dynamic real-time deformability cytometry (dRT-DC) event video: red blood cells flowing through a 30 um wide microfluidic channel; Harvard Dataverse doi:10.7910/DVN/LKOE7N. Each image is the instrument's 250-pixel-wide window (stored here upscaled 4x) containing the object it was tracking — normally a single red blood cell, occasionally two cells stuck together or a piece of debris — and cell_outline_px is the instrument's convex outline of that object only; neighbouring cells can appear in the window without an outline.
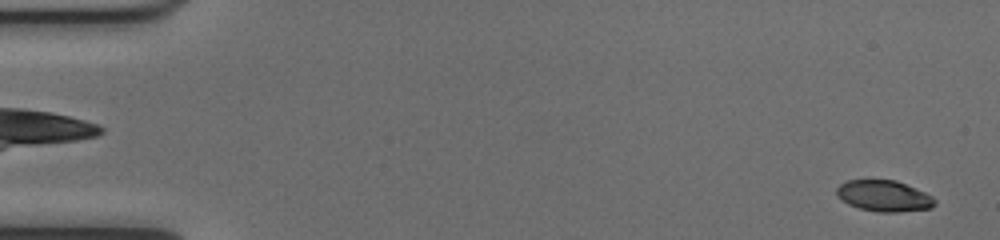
{"species": "common noctule bat (a hibernating species)", "species_latin": "Nyctalus noctula", "temperature_condition": "cold", "stored_images_in_passage": 52, "camera_frame_rate_fps": 3000, "um_per_image_px": 0.085, "animal": {"sex": "female", "body_mass_g": 17.0, "forearm_length_mm": 48.0}, "frame": {"image": 1, "passage_image": 2, "time_ms": 0.333, "image_size_px": [1000, 240], "cell_outline_px": [[936, 204], [932, 208], [896, 212], [876, 212], [860, 208], [848, 204], [836, 192], [836, 188], [840, 184], [848, 180], [896, 180], [924, 192], [932, 196], [936, 200]], "centroid_in_image_um": [75.16, 16.66], "position_along_channel_um": 9.8, "area_um2": 17.63}}
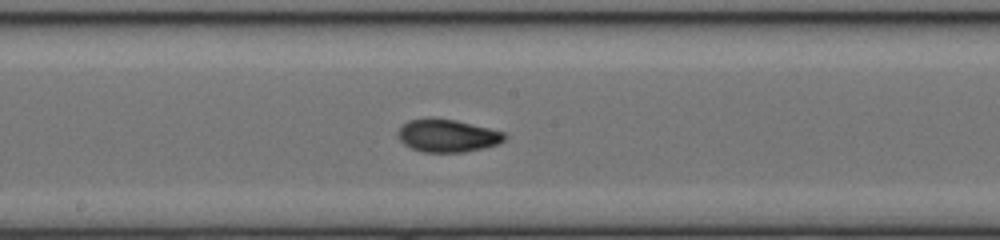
{"frame": {"image": 2, "passage_image": 28, "time_ms": 9.0, "image_size_px": [1000, 240], "cell_outline_px": [[508, 136], [504, 140], [496, 144], [464, 152], [424, 152], [412, 148], [404, 144], [400, 140], [396, 132], [408, 120], [432, 116], [456, 120], [504, 132]], "centroid_in_image_um": [37.99, 11.5], "position_along_channel_um": 210.2, "area_um2": 20.4}}
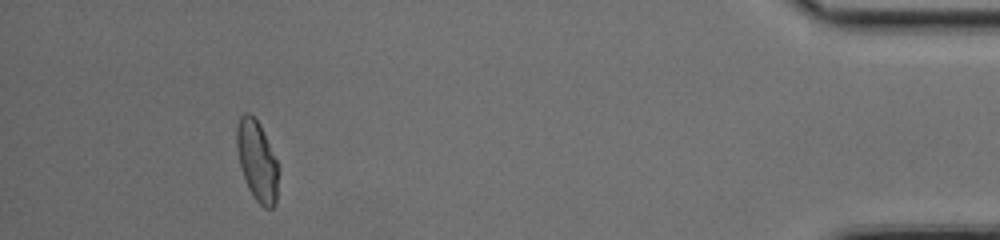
{"frame": {"image": 3, "passage_image": 48, "time_ms": 15.667, "image_size_px": [1000, 240], "cell_outline_px": [[276, 204], [272, 208], [264, 208], [252, 196], [248, 188], [240, 164], [236, 148], [236, 124], [240, 116], [244, 112], [248, 112], [260, 124], [276, 160]], "centroid_in_image_um": [21.8, 13.64], "position_along_channel_um": 413.4, "area_um2": 19.07}, "authors_computed_cell_mechanics": {"area_um2": 19.2474, "velocity_mm_per_s": 4.019, "shape_relaxation_time_tau1_ms": 6.9548, "shape_relaxation_time_tau2_ms": 1.8616, "deformation_change_tau1": 0.215, "deformation_change_tau2": 0.0566}}